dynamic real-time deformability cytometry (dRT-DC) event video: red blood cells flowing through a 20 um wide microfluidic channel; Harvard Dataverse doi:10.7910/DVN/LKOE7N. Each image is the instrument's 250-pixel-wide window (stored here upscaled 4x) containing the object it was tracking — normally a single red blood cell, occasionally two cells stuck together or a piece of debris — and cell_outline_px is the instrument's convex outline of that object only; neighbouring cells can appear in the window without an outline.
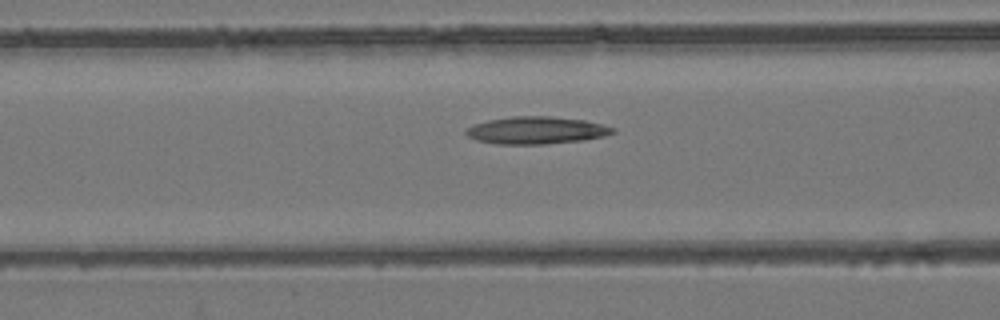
{"species": "common noctule bat (a hibernating species)", "species_latin": "Nyctalus noctula", "temperature_condition": "room temperature", "stored_images_in_passage": 54, "camera_frame_rate_fps": 3000, "um_per_image_px": 0.085, "animal": {"sex": "female", "body_mass_g": 24.6, "forearm_length_mm": 56.2}, "frame": {"image": 1, "passage_image": 22, "time_ms": 7.0, "image_size_px": [1000, 320], "cell_outline_px": [[616, 132], [604, 136], [584, 140], [544, 144], [496, 144], [476, 140], [468, 136], [464, 132], [464, 128], [488, 120], [512, 116], [552, 116], [584, 120], [616, 128]], "centroid_in_image_um": [45.58, 11.08], "position_along_channel_um": 121.0, "area_um2": 23.47}}
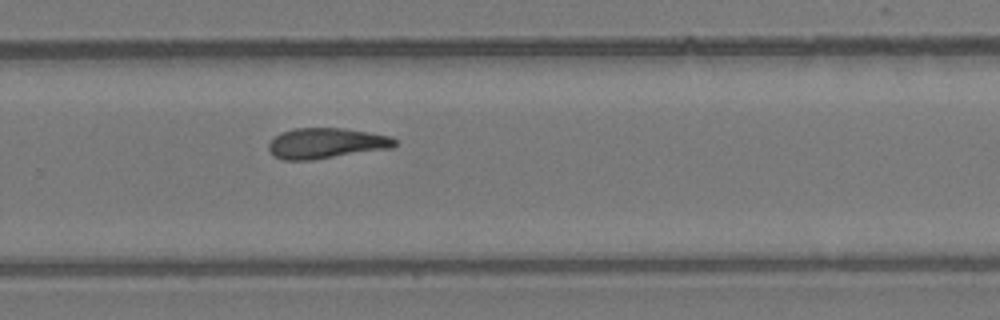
{"frame": {"image": 2, "passage_image": 36, "time_ms": 11.667, "image_size_px": [1000, 320], "cell_outline_px": [[396, 144], [392, 148], [312, 160], [284, 160], [276, 156], [268, 148], [268, 144], [280, 132], [296, 128], [344, 128], [392, 136], [396, 140]], "centroid_in_image_um": [27.75, 12.17], "position_along_channel_um": 302.0, "area_um2": 22.37}}
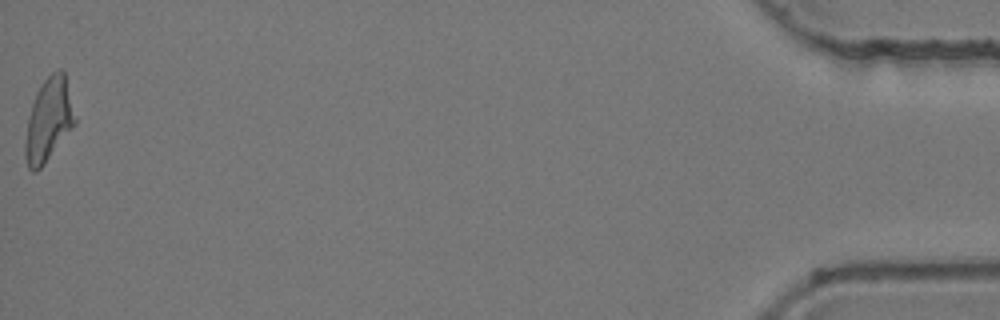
{"frame": {"image": 3, "passage_image": 54, "time_ms": 17.667, "image_size_px": [1000, 320], "cell_outline_px": [[76, 124], [44, 164], [36, 172], [32, 172], [28, 168], [24, 156], [24, 144], [28, 116], [36, 92], [44, 80], [52, 72], [60, 68], [64, 72], [76, 120]], "centroid_in_image_um": [4.11, 10.22], "position_along_channel_um": 431.1, "area_um2": 24.04}}